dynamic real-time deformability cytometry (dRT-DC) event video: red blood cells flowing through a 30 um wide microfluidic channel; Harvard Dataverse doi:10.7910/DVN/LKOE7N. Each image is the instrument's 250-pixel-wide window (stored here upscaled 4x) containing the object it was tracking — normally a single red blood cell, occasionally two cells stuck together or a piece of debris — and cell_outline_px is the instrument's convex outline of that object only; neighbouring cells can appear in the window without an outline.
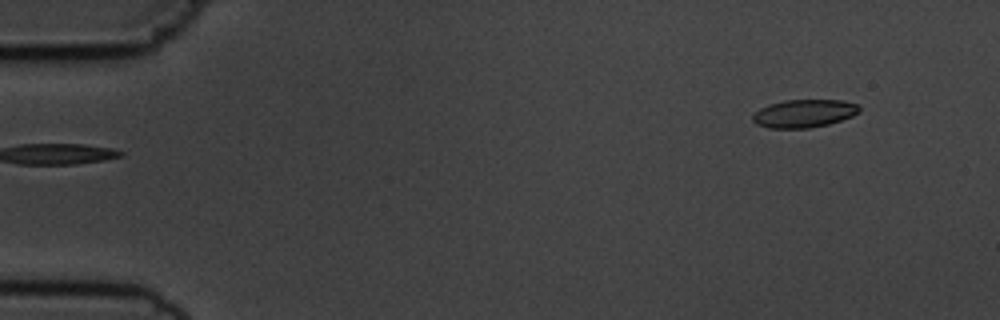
{"species": "common noctule bat (a hibernating species)", "species_latin": "Nyctalus noctula", "temperature_condition": "cold", "stored_images_in_passage": 6, "segment_of_instrument_passage": [2, 2], "camera_frame_rate_fps": 3000, "um_per_image_px": 0.085, "animal": {"sex": "male", "body_mass_g": 19.5, "forearm_length_mm": 54.6}, "frame": {"image": 1, "passage_image": 6, "time_ms": 5.667, "image_size_px": [1000, 320], "cell_outline_px": [[860, 112], [852, 116], [828, 124], [808, 128], [768, 128], [756, 124], [752, 120], [752, 116], [760, 108], [768, 104], [784, 100], [840, 100], [856, 104], [860, 108]], "centroid_in_image_um": [68.31, 9.64], "position_along_channel_um": 16.7, "area_um2": 17.34}}